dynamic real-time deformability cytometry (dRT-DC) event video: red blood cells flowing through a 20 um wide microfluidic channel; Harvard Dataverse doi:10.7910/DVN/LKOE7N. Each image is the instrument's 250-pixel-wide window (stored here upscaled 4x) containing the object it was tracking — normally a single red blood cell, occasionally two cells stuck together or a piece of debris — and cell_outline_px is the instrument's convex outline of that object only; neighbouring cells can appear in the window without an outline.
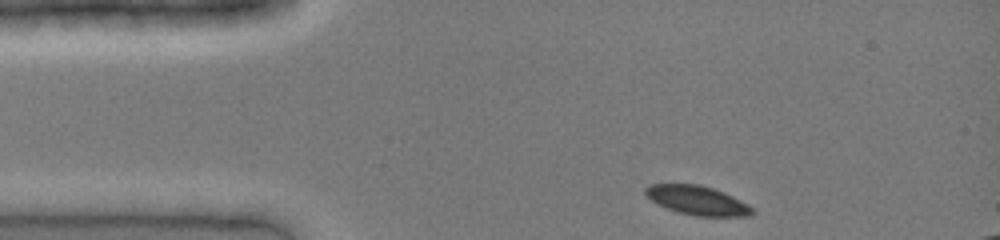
{"species": "common noctule bat (a hibernating species)", "species_latin": "Nyctalus noctula", "temperature_condition": "cold", "stored_images_in_passage": 31, "camera_frame_rate_fps": 3000, "um_per_image_px": 0.085, "animal": {"sex": "female", "body_mass_g": 19.0, "forearm_length_mm": 51.5}, "frame": {"image": 1, "passage_image": 1, "time_ms": 0.0, "image_size_px": [1000, 240], "cell_outline_px": [[756, 212], [752, 216], [696, 216], [680, 212], [668, 208], [652, 200], [644, 192], [644, 188], [648, 184], [700, 184], [724, 192], [756, 208]], "centroid_in_image_um": [59.34, 17.03], "position_along_channel_um": 25.7, "area_um2": 18.09}}
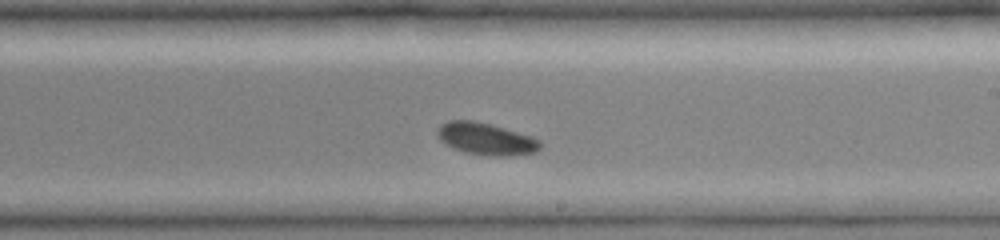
{"frame": {"image": 2, "passage_image": 19, "time_ms": 6.0, "image_size_px": [1000, 240], "cell_outline_px": [[540, 148], [536, 152], [504, 156], [496, 156], [464, 152], [452, 148], [444, 144], [436, 136], [436, 132], [440, 124], [448, 120], [472, 120], [488, 124], [532, 136], [540, 140]], "centroid_in_image_um": [41.25, 11.8], "position_along_channel_um": 247.8, "area_um2": 19.13}}
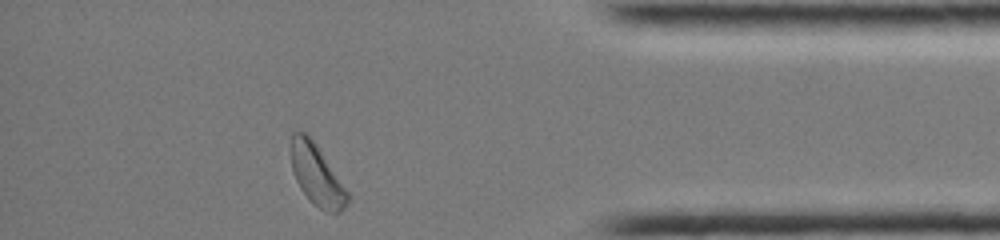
{"frame": {"image": 3, "passage_image": 31, "time_ms": 10.0, "image_size_px": [1000, 240], "cell_outline_px": [[348, 204], [340, 212], [328, 212], [312, 204], [300, 188], [296, 180], [292, 168], [292, 132], [304, 132], [316, 144], [348, 192]], "centroid_in_image_um": [26.93, 14.91], "position_along_channel_um": 408.3, "area_um2": 19.54}}